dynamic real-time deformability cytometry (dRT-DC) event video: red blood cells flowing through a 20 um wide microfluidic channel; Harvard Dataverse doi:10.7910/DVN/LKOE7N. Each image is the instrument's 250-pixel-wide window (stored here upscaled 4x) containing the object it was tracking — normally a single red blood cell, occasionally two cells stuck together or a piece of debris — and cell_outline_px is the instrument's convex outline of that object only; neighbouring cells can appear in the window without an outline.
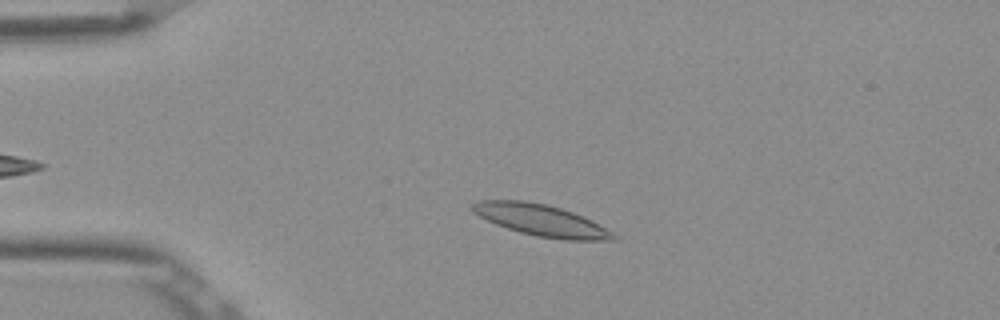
{"species": "Egyptian fruit bat (a non-hibernating species)", "species_latin": "Rousettus aegyptiacus", "temperature_condition": "room temperature", "stored_images_in_passage": 3, "camera_frame_rate_fps": 3000, "um_per_image_px": 0.085, "frame": {"image": 1, "passage_image": 2, "time_ms": 0.333, "image_size_px": [1000, 320], "cell_outline_px": [[620, 240], [564, 240], [536, 236], [520, 232], [496, 224], [472, 212], [468, 208], [468, 204], [476, 200], [520, 200], [548, 204], [584, 216], [592, 220], [612, 232]], "centroid_in_image_um": [45.96, 18.71], "position_along_channel_um": 39.0, "area_um2": 26.07}}